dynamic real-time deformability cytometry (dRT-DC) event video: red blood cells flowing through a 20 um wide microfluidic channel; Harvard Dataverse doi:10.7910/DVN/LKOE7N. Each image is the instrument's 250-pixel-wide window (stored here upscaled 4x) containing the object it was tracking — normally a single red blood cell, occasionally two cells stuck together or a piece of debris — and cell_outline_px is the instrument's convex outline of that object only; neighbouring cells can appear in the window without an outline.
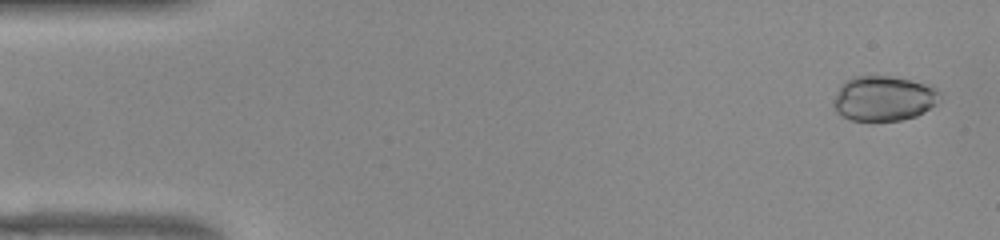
{"species": "common noctule bat (a hibernating species)", "species_latin": "Nyctalus noctula", "temperature_condition": "warm", "stored_images_in_passage": 52, "camera_frame_rate_fps": 3000, "um_per_image_px": 0.085, "animal": {"sex": "female", "body_mass_g": 22.0, "forearm_length_mm": 56.7}, "frame": {"image": 1, "passage_image": 2, "time_ms": 0.333, "image_size_px": [1000, 240], "cell_outline_px": [[940, 100], [936, 104], [924, 112], [916, 116], [900, 120], [852, 120], [836, 112], [832, 104], [832, 100], [836, 92], [844, 80], [852, 76], [892, 76], [932, 84], [940, 92]], "centroid_in_image_um": [75.12, 8.34], "position_along_channel_um": 9.9, "area_um2": 28.26}}
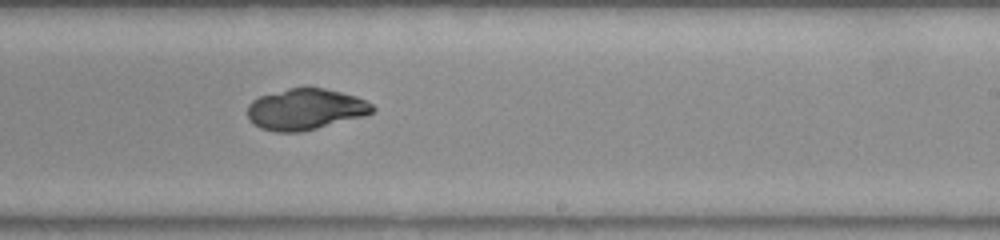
{"frame": {"image": 2, "passage_image": 31, "time_ms": 10.0, "image_size_px": [1000, 240], "cell_outline_px": [[376, 108], [372, 112], [364, 116], [300, 132], [276, 132], [260, 128], [252, 124], [248, 120], [248, 104], [252, 100], [260, 96], [288, 88], [324, 88], [356, 96], [372, 104]], "centroid_in_image_um": [25.93, 9.29], "position_along_channel_um": 263.1, "area_um2": 29.82}}
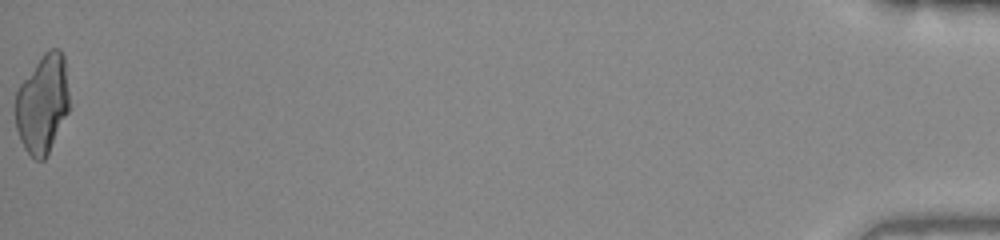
{"frame": {"image": 3, "passage_image": 52, "time_ms": 17.0, "image_size_px": [1000, 240], "cell_outline_px": [[68, 112], [44, 160], [36, 160], [24, 148], [20, 140], [16, 128], [16, 92], [20, 84], [44, 52], [48, 48], [60, 48], [64, 56], [68, 88]], "centroid_in_image_um": [3.61, 8.8], "position_along_channel_um": 431.6, "area_um2": 30.69}}